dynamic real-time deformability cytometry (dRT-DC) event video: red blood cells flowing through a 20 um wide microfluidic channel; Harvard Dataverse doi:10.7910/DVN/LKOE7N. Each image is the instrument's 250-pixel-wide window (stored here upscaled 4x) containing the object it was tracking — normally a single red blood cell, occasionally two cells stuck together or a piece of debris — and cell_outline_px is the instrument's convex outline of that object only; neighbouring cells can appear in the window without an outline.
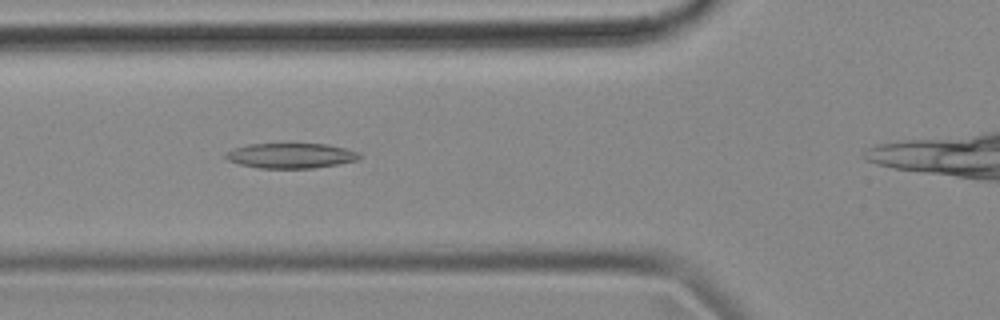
{"species": "common noctule bat (a hibernating species)", "species_latin": "Nyctalus noctula", "temperature_condition": "cold", "stored_images_in_passage": 34, "camera_frame_rate_fps": 3000, "um_per_image_px": 0.085, "animal": {"sex": "female", "body_mass_g": 18.4}, "frame": {"image": 1, "passage_image": 9, "time_ms": 2.667, "image_size_px": [1000, 320], "cell_outline_px": [[364, 156], [360, 160], [340, 164], [312, 168], [260, 168], [240, 164], [228, 160], [224, 156], [224, 152], [232, 148], [248, 144], [328, 144], [360, 152]], "centroid_in_image_um": [24.76, 13.23], "position_along_channel_um": 101.0, "area_um2": 19.83}}
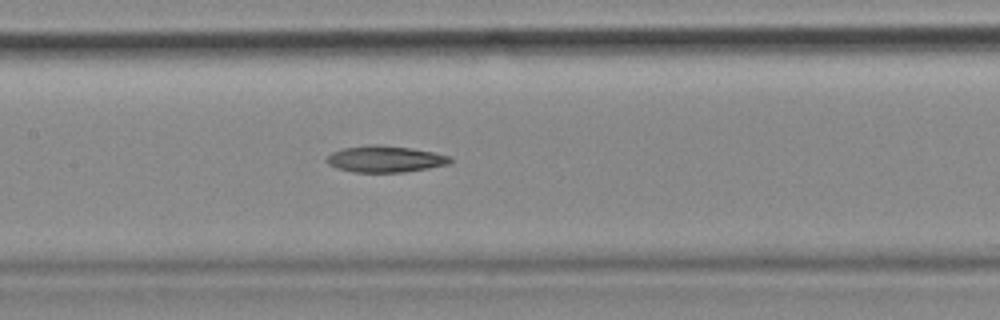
{"frame": {"image": 2, "passage_image": 15, "time_ms": 4.667, "image_size_px": [1000, 320], "cell_outline_px": [[452, 160], [448, 164], [428, 168], [404, 172], [356, 172], [336, 168], [328, 164], [328, 156], [332, 152], [344, 148], [376, 144], [380, 144], [412, 148], [452, 156]], "centroid_in_image_um": [32.77, 13.51], "position_along_channel_um": 174.6, "area_um2": 18.9}}
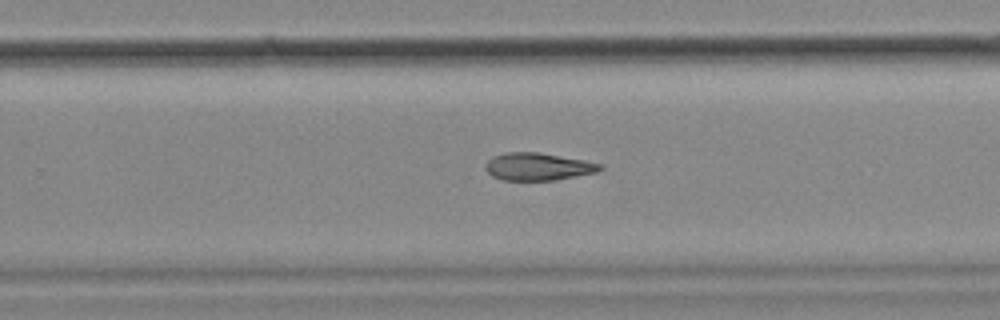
{"frame": {"image": 3, "passage_image": 24, "time_ms": 7.667, "image_size_px": [1000, 320], "cell_outline_px": [[604, 168], [596, 172], [576, 176], [552, 180], [504, 180], [492, 176], [484, 168], [484, 164], [492, 156], [504, 152], [540, 152], [584, 160], [604, 164]], "centroid_in_image_um": [45.71, 14.15], "position_along_channel_um": 284.1, "area_um2": 18.5}}